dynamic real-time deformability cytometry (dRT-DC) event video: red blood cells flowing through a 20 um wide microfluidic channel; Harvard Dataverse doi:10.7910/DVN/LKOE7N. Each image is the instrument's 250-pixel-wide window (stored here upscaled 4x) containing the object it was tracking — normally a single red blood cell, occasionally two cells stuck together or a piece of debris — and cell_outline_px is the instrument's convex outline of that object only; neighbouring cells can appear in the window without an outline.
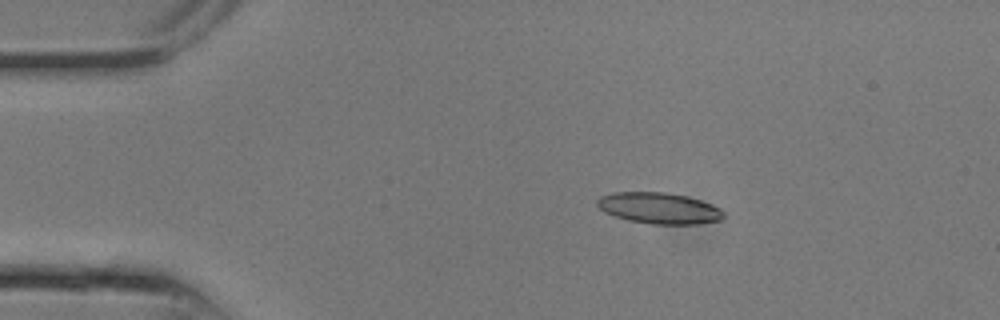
{"species": "common noctule bat (a hibernating species)", "species_latin": "Nyctalus noctula", "temperature_condition": "room temperature", "stored_images_in_passage": 9, "camera_frame_rate_fps": 3000, "um_per_image_px": 0.085, "animal": {"sex": "male", "body_mass_g": 13.3}, "frame": {"image": 1, "passage_image": 3, "time_ms": 0.667, "image_size_px": [1000, 320], "cell_outline_px": [[724, 220], [696, 224], [652, 224], [628, 220], [604, 212], [596, 204], [596, 200], [600, 196], [612, 192], [664, 192], [688, 196], [712, 204], [720, 208], [724, 212]], "centroid_in_image_um": [56.04, 17.69], "position_along_channel_um": 29.0, "area_um2": 23.12}}
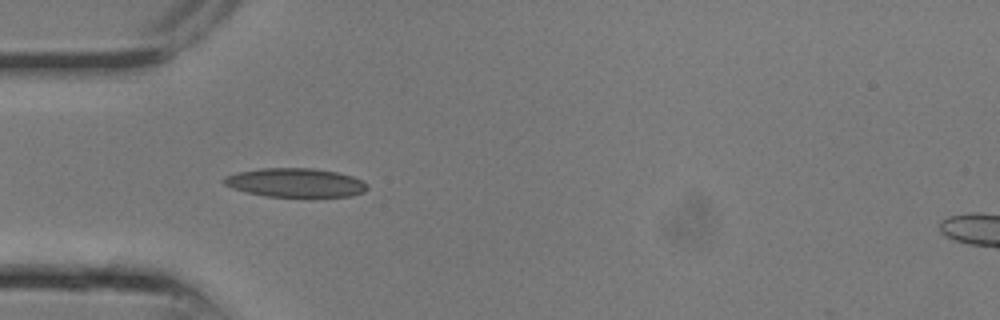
{"frame": {"image": 2, "passage_image": 6, "time_ms": 1.667, "image_size_px": [1000, 320], "cell_outline_px": [[368, 188], [364, 192], [352, 196], [312, 200], [264, 196], [232, 188], [224, 184], [224, 176], [236, 172], [260, 168], [312, 168], [336, 172], [352, 176], [368, 184]], "centroid_in_image_um": [25.16, 15.58], "position_along_channel_um": 59.8, "area_um2": 25.26}}
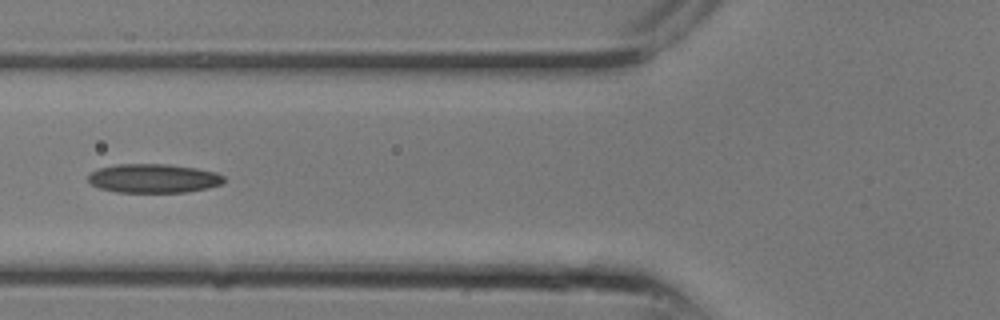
{"frame": {"image": 3, "passage_image": 8, "time_ms": 2.333, "image_size_px": [1000, 320], "cell_outline_px": [[224, 184], [208, 188], [184, 192], [116, 192], [100, 188], [88, 184], [88, 176], [96, 168], [116, 164], [168, 164], [196, 168], [216, 172], [224, 176]], "centroid_in_image_um": [13.03, 15.16], "position_along_channel_um": 112.8, "area_um2": 23.12}}